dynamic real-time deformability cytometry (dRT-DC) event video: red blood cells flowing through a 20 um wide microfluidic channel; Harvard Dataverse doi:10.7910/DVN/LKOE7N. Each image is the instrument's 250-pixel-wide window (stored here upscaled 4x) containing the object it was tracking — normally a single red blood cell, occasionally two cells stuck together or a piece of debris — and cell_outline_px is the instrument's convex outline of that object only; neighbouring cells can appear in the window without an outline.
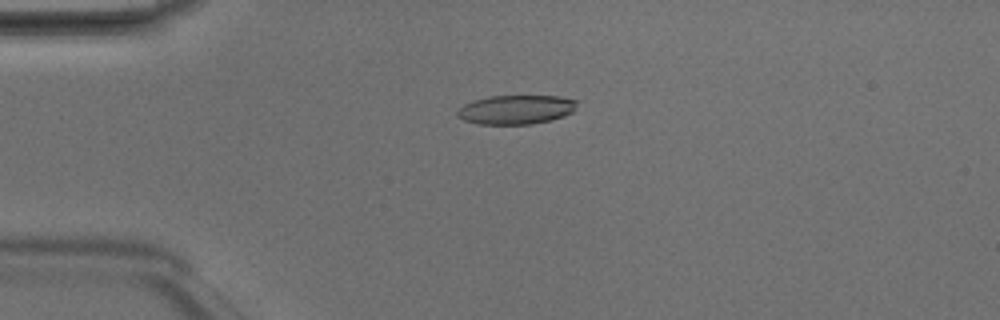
{"species": "Egyptian fruit bat (a non-hibernating species)", "species_latin": "Rousettus aegyptiacus", "temperature_condition": "room temperature", "stored_images_in_passage": 49, "camera_frame_rate_fps": 3000, "um_per_image_px": 0.085, "animal": {"sex": "male"}, "frame": {"image": 1, "passage_image": 12, "time_ms": 3.667, "image_size_px": [1000, 320], "cell_outline_px": [[580, 100], [576, 108], [572, 112], [564, 116], [552, 120], [532, 124], [480, 124], [464, 120], [456, 116], [456, 112], [464, 104], [472, 100], [492, 96], [560, 96]], "centroid_in_image_um": [43.9, 9.31], "position_along_channel_um": 41.1, "area_um2": 20.52}}
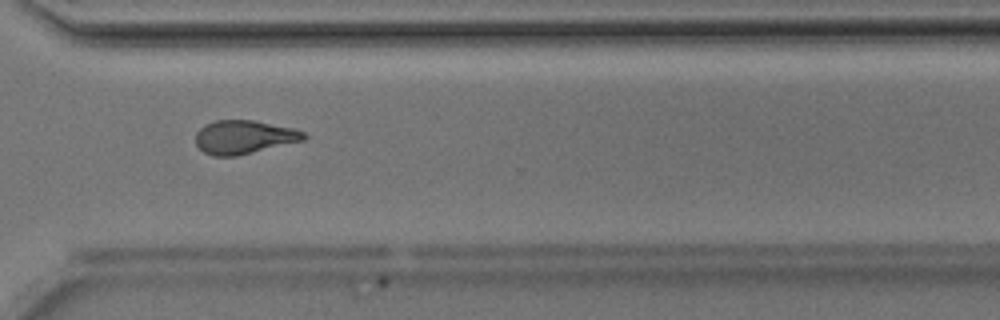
{"frame": {"image": 2, "passage_image": 36, "time_ms": 11.667, "image_size_px": [1000, 320], "cell_outline_px": [[308, 136], [304, 140], [236, 156], [212, 156], [204, 152], [196, 144], [196, 132], [204, 124], [216, 120], [256, 120], [292, 128], [304, 132]], "centroid_in_image_um": [20.72, 11.64], "position_along_channel_um": 349.9, "area_um2": 21.15}}
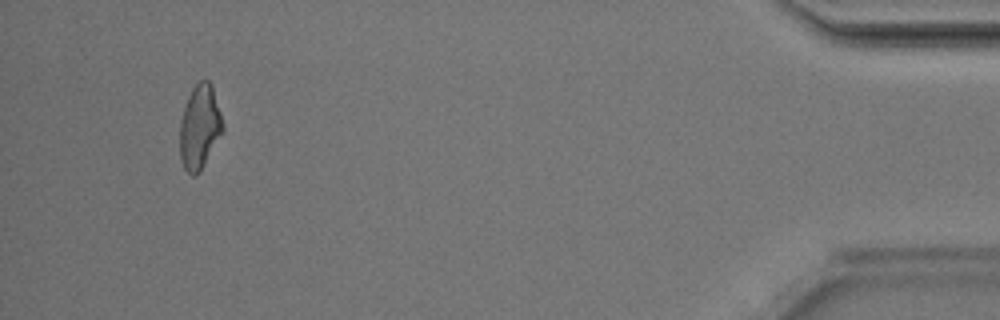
{"frame": {"image": 3, "passage_image": 46, "time_ms": 15.0, "image_size_px": [1000, 320], "cell_outline_px": [[224, 132], [200, 172], [196, 176], [192, 176], [184, 168], [180, 160], [180, 120], [188, 96], [192, 88], [200, 80], [208, 80], [212, 84], [224, 124]], "centroid_in_image_um": [16.99, 10.82], "position_along_channel_um": 418.2, "area_um2": 21.39}, "authors_computed_cell_mechanics": {"area_um2": 21.2704, "velocity_mm_per_s": 4.197, "shape_relaxation_time_tau1_ms": 6.0397, "shape_relaxation_time_tau2_ms": 2.8039, "deformation_change_tau1": 0.179, "deformation_change_tau2": 0.1101}}